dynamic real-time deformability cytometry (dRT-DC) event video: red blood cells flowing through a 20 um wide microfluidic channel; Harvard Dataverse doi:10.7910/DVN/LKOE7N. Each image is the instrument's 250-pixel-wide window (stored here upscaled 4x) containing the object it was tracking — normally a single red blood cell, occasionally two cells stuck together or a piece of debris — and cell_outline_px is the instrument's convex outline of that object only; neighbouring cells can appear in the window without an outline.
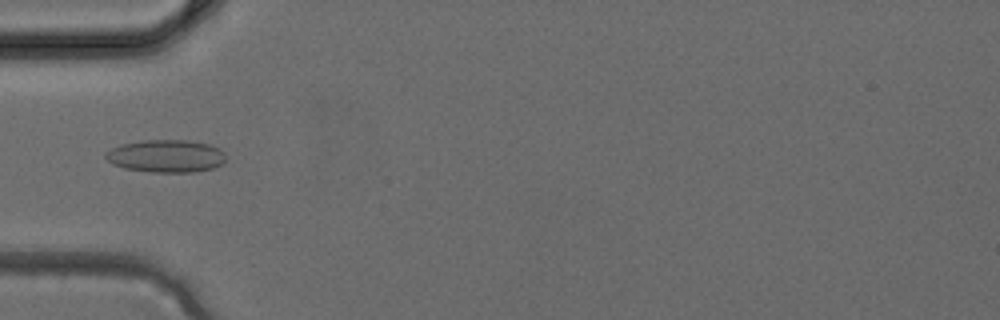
{"species": "common noctule bat (a hibernating species)", "species_latin": "Nyctalus noctula", "temperature_condition": "cold", "stored_images_in_passage": 1, "camera_frame_rate_fps": 3000, "um_per_image_px": 0.085, "animal": {"sex": "female", "body_mass_g": 24.6, "forearm_length_mm": 56.2}, "frame": {"image": 1, "passage_image": 1, "time_ms": 0.0, "image_size_px": [1000, 320], "cell_outline_px": [[224, 164], [212, 168], [192, 172], [152, 172], [124, 168], [112, 164], [104, 156], [104, 152], [120, 144], [144, 140], [188, 140], [208, 144], [224, 152]], "centroid_in_image_um": [14.08, 13.26], "position_along_channel_um": 70.9, "area_um2": 22.83}}